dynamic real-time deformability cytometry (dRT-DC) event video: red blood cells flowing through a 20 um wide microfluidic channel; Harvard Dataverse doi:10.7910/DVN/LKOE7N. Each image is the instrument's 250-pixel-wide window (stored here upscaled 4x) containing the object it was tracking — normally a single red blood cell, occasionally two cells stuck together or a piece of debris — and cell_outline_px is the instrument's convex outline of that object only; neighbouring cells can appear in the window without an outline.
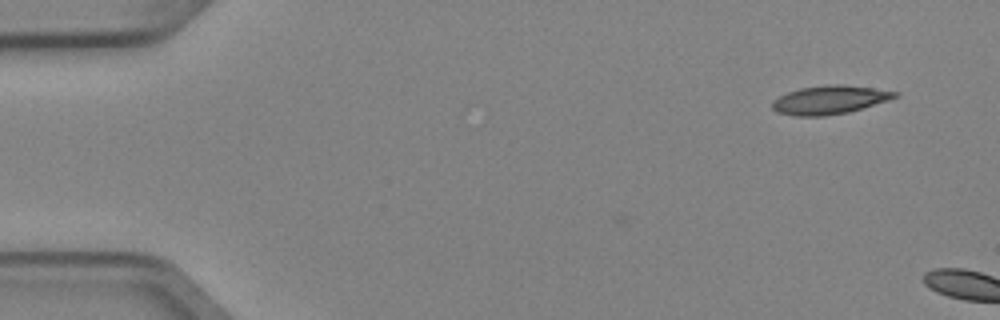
{"species": "Egyptian fruit bat (a non-hibernating species)", "species_latin": "Rousettus aegyptiacus", "temperature_condition": "cold", "stored_images_in_passage": 2, "camera_frame_rate_fps": 3000, "um_per_image_px": 0.085, "animal": {"sex": "female"}, "frame": {"image": 1, "passage_image": 2, "time_ms": 0.333, "image_size_px": [1000, 320], "cell_outline_px": [[900, 96], [888, 100], [848, 112], [824, 116], [796, 116], [776, 112], [772, 108], [772, 100], [788, 92], [800, 88], [828, 84], [840, 84], [872, 88], [900, 92]], "centroid_in_image_um": [70.51, 8.48], "position_along_channel_um": 14.5, "area_um2": 20.35}}